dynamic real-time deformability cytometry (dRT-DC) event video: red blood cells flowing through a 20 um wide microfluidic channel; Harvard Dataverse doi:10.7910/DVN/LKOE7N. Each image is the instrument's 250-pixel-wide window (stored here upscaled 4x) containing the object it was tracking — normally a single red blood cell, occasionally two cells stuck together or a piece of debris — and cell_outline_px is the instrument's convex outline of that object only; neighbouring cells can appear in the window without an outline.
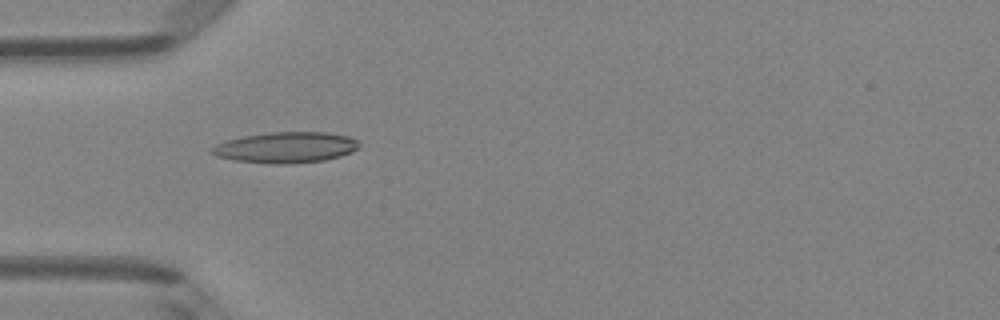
{"species": "Egyptian fruit bat (a non-hibernating species)", "species_latin": "Rousettus aegyptiacus", "temperature_condition": "room temperature", "stored_images_in_passage": 6, "camera_frame_rate_fps": 3000, "um_per_image_px": 0.085, "animal": {"sex": "female"}, "frame": {"image": 1, "passage_image": 5, "time_ms": 1.333, "image_size_px": [1000, 320], "cell_outline_px": [[360, 148], [352, 152], [340, 156], [324, 160], [284, 164], [272, 164], [236, 160], [216, 156], [208, 152], [216, 144], [228, 140], [244, 136], [268, 132], [324, 132], [348, 136], [356, 140], [360, 144]], "centroid_in_image_um": [24.31, 12.53], "position_along_channel_um": 60.7, "area_um2": 26.41}}
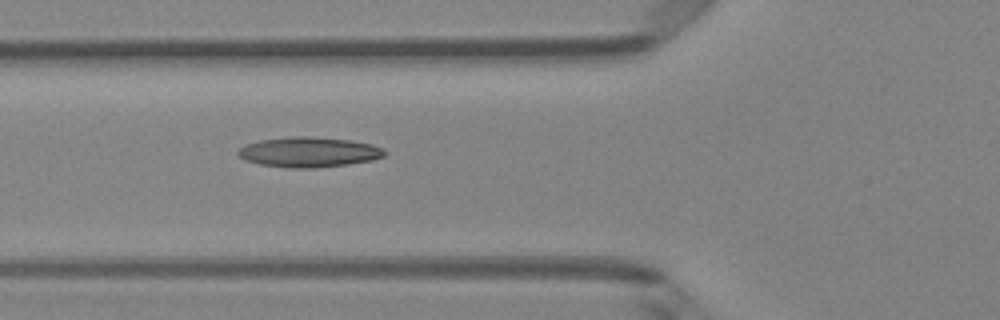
{"frame": {"image": 2, "passage_image": 6, "time_ms": 1.667, "image_size_px": [1000, 320], "cell_outline_px": [[388, 152], [384, 156], [372, 160], [348, 164], [316, 168], [288, 168], [260, 164], [244, 160], [236, 152], [240, 148], [248, 144], [260, 140], [292, 136], [308, 136], [348, 140], [372, 144], [384, 148]], "centroid_in_image_um": [26.28, 12.93], "position_along_channel_um": 99.5, "area_um2": 25.72}}